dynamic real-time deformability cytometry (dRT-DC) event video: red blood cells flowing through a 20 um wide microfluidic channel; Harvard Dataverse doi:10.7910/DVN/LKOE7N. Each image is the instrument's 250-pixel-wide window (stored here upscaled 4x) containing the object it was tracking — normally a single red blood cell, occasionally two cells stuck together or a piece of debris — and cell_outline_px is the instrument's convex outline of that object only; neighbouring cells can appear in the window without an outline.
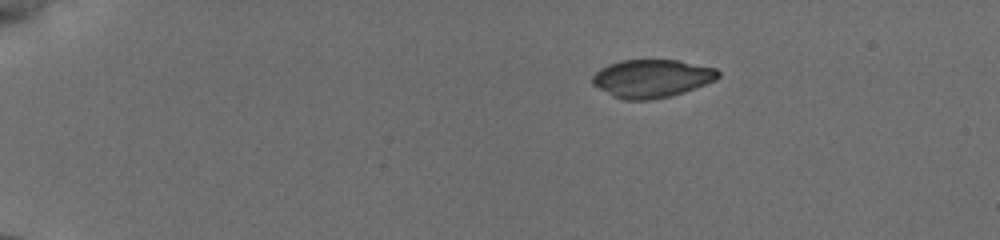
{"species": "common noctule bat (a hibernating species)", "species_latin": "Nyctalus noctula", "temperature_condition": "cold", "stored_images_in_passage": 9, "camera_frame_rate_fps": 3000, "um_per_image_px": 0.085, "animal": {"sex": "female", "body_mass_g": 19.5, "forearm_length_mm": 54.1}, "frame": {"image": 1, "passage_image": 1, "time_ms": 0.0, "image_size_px": [1000, 240], "cell_outline_px": [[720, 76], [716, 80], [684, 92], [668, 96], [648, 100], [624, 100], [592, 84], [592, 76], [600, 68], [608, 64], [620, 60], [676, 60], [716, 68], [720, 72]], "centroid_in_image_um": [55.42, 6.65], "position_along_channel_um": 29.6, "area_um2": 27.63}}
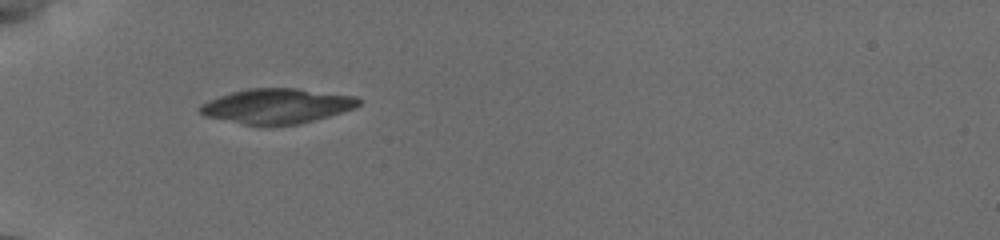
{"frame": {"image": 2, "passage_image": 4, "time_ms": 3.0, "image_size_px": [1000, 240], "cell_outline_px": [[360, 104], [352, 108], [328, 116], [300, 124], [268, 128], [264, 128], [204, 116], [196, 108], [200, 104], [208, 100], [232, 92], [248, 88], [296, 88], [356, 96], [360, 100]], "centroid_in_image_um": [23.48, 9.04], "position_along_channel_um": 61.5, "area_um2": 32.77}}